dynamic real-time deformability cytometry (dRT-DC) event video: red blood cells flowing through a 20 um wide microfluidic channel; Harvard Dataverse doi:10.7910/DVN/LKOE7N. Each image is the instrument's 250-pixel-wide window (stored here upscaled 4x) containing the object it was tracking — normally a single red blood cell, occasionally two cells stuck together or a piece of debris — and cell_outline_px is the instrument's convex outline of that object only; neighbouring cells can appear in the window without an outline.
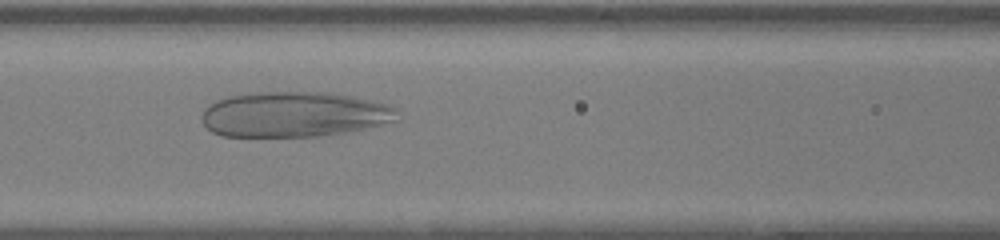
{"species": "human", "species_latin": "Homo sapiens", "temperature_condition": "warm", "stored_images_in_passage": 47, "camera_frame_rate_fps": 3000, "um_per_image_px": 0.085, "donor": {"sex": "female"}, "frame": {"image": 1, "passage_image": 19, "time_ms": 6.0, "image_size_px": [1000, 240], "cell_outline_px": [[400, 120], [364, 128], [316, 136], [224, 136], [212, 132], [204, 124], [200, 116], [204, 108], [216, 100], [228, 96], [264, 92], [332, 92], [356, 96], [376, 100], [388, 104], [396, 108], [400, 112]], "centroid_in_image_um": [25.05, 9.7], "position_along_channel_um": 141.5, "area_um2": 51.9}}
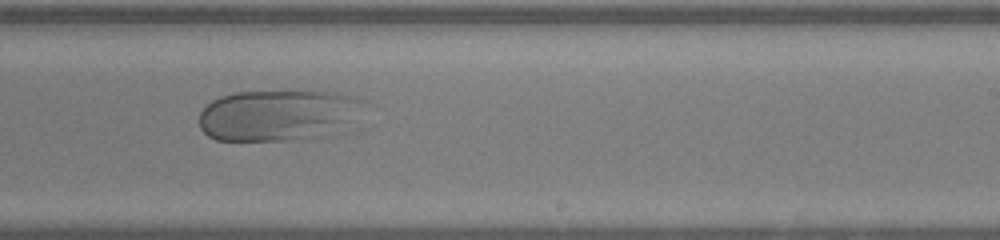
{"frame": {"image": 2, "passage_image": 28, "time_ms": 9.0, "image_size_px": [1000, 240], "cell_outline_px": [[368, 104], [352, 132], [328, 136], [292, 140], [216, 140], [208, 136], [200, 128], [200, 112], [212, 100], [220, 96], [236, 92], [336, 92], [356, 96], [364, 100]], "centroid_in_image_um": [23.87, 9.82], "position_along_channel_um": 265.1, "area_um2": 50.86}}
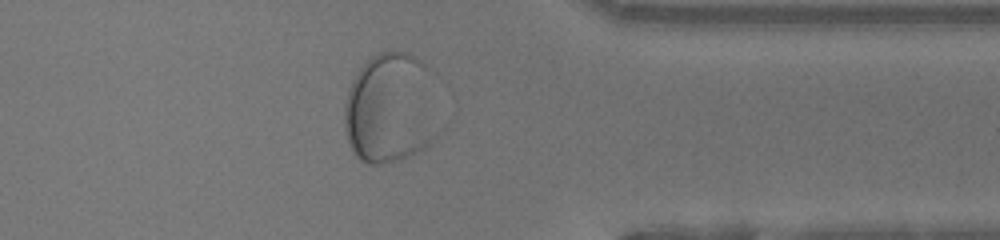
{"frame": {"image": 3, "passage_image": 37, "time_ms": 12.0, "image_size_px": [1000, 240], "cell_outline_px": [[440, 132], [424, 148], [400, 160], [380, 164], [368, 164], [360, 160], [356, 156], [348, 144], [344, 128], [344, 104], [348, 88], [352, 80], [360, 68], [372, 56], [380, 52], [404, 52], [420, 60], [424, 64]], "centroid_in_image_um": [33.11, 9.27], "position_along_channel_um": 378.3, "area_um2": 60.46}}